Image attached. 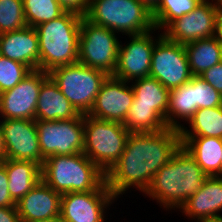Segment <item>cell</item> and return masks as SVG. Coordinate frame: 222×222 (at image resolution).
Returning <instances> with one entry per match:
<instances>
[{
	"instance_id": "8d00e7d4",
	"label": "cell",
	"mask_w": 222,
	"mask_h": 222,
	"mask_svg": "<svg viewBox=\"0 0 222 222\" xmlns=\"http://www.w3.org/2000/svg\"><path fill=\"white\" fill-rule=\"evenodd\" d=\"M215 37L222 44V10L218 9L217 18H216V33Z\"/></svg>"
},
{
	"instance_id": "5bb4252c",
	"label": "cell",
	"mask_w": 222,
	"mask_h": 222,
	"mask_svg": "<svg viewBox=\"0 0 222 222\" xmlns=\"http://www.w3.org/2000/svg\"><path fill=\"white\" fill-rule=\"evenodd\" d=\"M154 31L131 35L130 42L119 44L115 78L126 82L150 76L151 58L158 39L151 34Z\"/></svg>"
},
{
	"instance_id": "cb8c5ba5",
	"label": "cell",
	"mask_w": 222,
	"mask_h": 222,
	"mask_svg": "<svg viewBox=\"0 0 222 222\" xmlns=\"http://www.w3.org/2000/svg\"><path fill=\"white\" fill-rule=\"evenodd\" d=\"M131 87L134 93L132 105L152 106L166 121V113L169 108V90L157 79L148 76L132 81Z\"/></svg>"
},
{
	"instance_id": "ac0fdd59",
	"label": "cell",
	"mask_w": 222,
	"mask_h": 222,
	"mask_svg": "<svg viewBox=\"0 0 222 222\" xmlns=\"http://www.w3.org/2000/svg\"><path fill=\"white\" fill-rule=\"evenodd\" d=\"M61 194L42 179L17 203L21 222H34L60 216Z\"/></svg>"
},
{
	"instance_id": "e575fe53",
	"label": "cell",
	"mask_w": 222,
	"mask_h": 222,
	"mask_svg": "<svg viewBox=\"0 0 222 222\" xmlns=\"http://www.w3.org/2000/svg\"><path fill=\"white\" fill-rule=\"evenodd\" d=\"M66 12H73L82 17L88 12L89 0H57Z\"/></svg>"
},
{
	"instance_id": "7402d4cb",
	"label": "cell",
	"mask_w": 222,
	"mask_h": 222,
	"mask_svg": "<svg viewBox=\"0 0 222 222\" xmlns=\"http://www.w3.org/2000/svg\"><path fill=\"white\" fill-rule=\"evenodd\" d=\"M2 164L8 175L9 193L16 203L41 180V167L35 162L6 159Z\"/></svg>"
},
{
	"instance_id": "9c48e42d",
	"label": "cell",
	"mask_w": 222,
	"mask_h": 222,
	"mask_svg": "<svg viewBox=\"0 0 222 222\" xmlns=\"http://www.w3.org/2000/svg\"><path fill=\"white\" fill-rule=\"evenodd\" d=\"M42 159L83 152L84 114L69 120H35Z\"/></svg>"
},
{
	"instance_id": "e0dca14e",
	"label": "cell",
	"mask_w": 222,
	"mask_h": 222,
	"mask_svg": "<svg viewBox=\"0 0 222 222\" xmlns=\"http://www.w3.org/2000/svg\"><path fill=\"white\" fill-rule=\"evenodd\" d=\"M185 216L197 222H217L222 219V176H208L202 187L179 208Z\"/></svg>"
},
{
	"instance_id": "277c9868",
	"label": "cell",
	"mask_w": 222,
	"mask_h": 222,
	"mask_svg": "<svg viewBox=\"0 0 222 222\" xmlns=\"http://www.w3.org/2000/svg\"><path fill=\"white\" fill-rule=\"evenodd\" d=\"M41 179L57 193L98 190L105 173L83 152L49 156L41 166Z\"/></svg>"
},
{
	"instance_id": "f546056e",
	"label": "cell",
	"mask_w": 222,
	"mask_h": 222,
	"mask_svg": "<svg viewBox=\"0 0 222 222\" xmlns=\"http://www.w3.org/2000/svg\"><path fill=\"white\" fill-rule=\"evenodd\" d=\"M26 26L23 0H0V34Z\"/></svg>"
},
{
	"instance_id": "5b68a950",
	"label": "cell",
	"mask_w": 222,
	"mask_h": 222,
	"mask_svg": "<svg viewBox=\"0 0 222 222\" xmlns=\"http://www.w3.org/2000/svg\"><path fill=\"white\" fill-rule=\"evenodd\" d=\"M85 18L128 36L156 31L152 11L138 0H89Z\"/></svg>"
},
{
	"instance_id": "ba28073f",
	"label": "cell",
	"mask_w": 222,
	"mask_h": 222,
	"mask_svg": "<svg viewBox=\"0 0 222 222\" xmlns=\"http://www.w3.org/2000/svg\"><path fill=\"white\" fill-rule=\"evenodd\" d=\"M111 29L91 23L82 17L80 23L78 62L113 75L118 59L119 40Z\"/></svg>"
},
{
	"instance_id": "9a60e30c",
	"label": "cell",
	"mask_w": 222,
	"mask_h": 222,
	"mask_svg": "<svg viewBox=\"0 0 222 222\" xmlns=\"http://www.w3.org/2000/svg\"><path fill=\"white\" fill-rule=\"evenodd\" d=\"M6 159L25 160L43 165L35 120L5 119L1 121Z\"/></svg>"
},
{
	"instance_id": "30bf717a",
	"label": "cell",
	"mask_w": 222,
	"mask_h": 222,
	"mask_svg": "<svg viewBox=\"0 0 222 222\" xmlns=\"http://www.w3.org/2000/svg\"><path fill=\"white\" fill-rule=\"evenodd\" d=\"M151 58L150 76L169 91L190 81L193 77L184 45L159 34Z\"/></svg>"
},
{
	"instance_id": "8992f818",
	"label": "cell",
	"mask_w": 222,
	"mask_h": 222,
	"mask_svg": "<svg viewBox=\"0 0 222 222\" xmlns=\"http://www.w3.org/2000/svg\"><path fill=\"white\" fill-rule=\"evenodd\" d=\"M129 134L122 123L84 114L83 153L106 174L122 155Z\"/></svg>"
},
{
	"instance_id": "7a4b0ae2",
	"label": "cell",
	"mask_w": 222,
	"mask_h": 222,
	"mask_svg": "<svg viewBox=\"0 0 222 222\" xmlns=\"http://www.w3.org/2000/svg\"><path fill=\"white\" fill-rule=\"evenodd\" d=\"M208 176L195 159L182 147L153 176L144 194L170 210L180 208L195 194Z\"/></svg>"
},
{
	"instance_id": "f35d334b",
	"label": "cell",
	"mask_w": 222,
	"mask_h": 222,
	"mask_svg": "<svg viewBox=\"0 0 222 222\" xmlns=\"http://www.w3.org/2000/svg\"><path fill=\"white\" fill-rule=\"evenodd\" d=\"M140 3L144 4L149 10L153 11L161 0H138Z\"/></svg>"
},
{
	"instance_id": "44dd1931",
	"label": "cell",
	"mask_w": 222,
	"mask_h": 222,
	"mask_svg": "<svg viewBox=\"0 0 222 222\" xmlns=\"http://www.w3.org/2000/svg\"><path fill=\"white\" fill-rule=\"evenodd\" d=\"M182 147L195 159L207 176H222V139L180 137Z\"/></svg>"
},
{
	"instance_id": "7c38bea8",
	"label": "cell",
	"mask_w": 222,
	"mask_h": 222,
	"mask_svg": "<svg viewBox=\"0 0 222 222\" xmlns=\"http://www.w3.org/2000/svg\"><path fill=\"white\" fill-rule=\"evenodd\" d=\"M113 201L106 182L98 190L68 192L61 195L60 216L63 222H104L105 208Z\"/></svg>"
},
{
	"instance_id": "d590c367",
	"label": "cell",
	"mask_w": 222,
	"mask_h": 222,
	"mask_svg": "<svg viewBox=\"0 0 222 222\" xmlns=\"http://www.w3.org/2000/svg\"><path fill=\"white\" fill-rule=\"evenodd\" d=\"M0 222H21L16 207H0Z\"/></svg>"
},
{
	"instance_id": "f1b7e54d",
	"label": "cell",
	"mask_w": 222,
	"mask_h": 222,
	"mask_svg": "<svg viewBox=\"0 0 222 222\" xmlns=\"http://www.w3.org/2000/svg\"><path fill=\"white\" fill-rule=\"evenodd\" d=\"M23 7L27 26L34 28L66 12L57 0H23Z\"/></svg>"
},
{
	"instance_id": "1f68e13d",
	"label": "cell",
	"mask_w": 222,
	"mask_h": 222,
	"mask_svg": "<svg viewBox=\"0 0 222 222\" xmlns=\"http://www.w3.org/2000/svg\"><path fill=\"white\" fill-rule=\"evenodd\" d=\"M195 88V111L200 108H212L222 105V94L199 76L189 81Z\"/></svg>"
},
{
	"instance_id": "d6a6232c",
	"label": "cell",
	"mask_w": 222,
	"mask_h": 222,
	"mask_svg": "<svg viewBox=\"0 0 222 222\" xmlns=\"http://www.w3.org/2000/svg\"><path fill=\"white\" fill-rule=\"evenodd\" d=\"M199 77L222 94V61L205 70Z\"/></svg>"
},
{
	"instance_id": "4dcf8cb0",
	"label": "cell",
	"mask_w": 222,
	"mask_h": 222,
	"mask_svg": "<svg viewBox=\"0 0 222 222\" xmlns=\"http://www.w3.org/2000/svg\"><path fill=\"white\" fill-rule=\"evenodd\" d=\"M32 70L25 64L0 56V94L14 88Z\"/></svg>"
},
{
	"instance_id": "74e56055",
	"label": "cell",
	"mask_w": 222,
	"mask_h": 222,
	"mask_svg": "<svg viewBox=\"0 0 222 222\" xmlns=\"http://www.w3.org/2000/svg\"><path fill=\"white\" fill-rule=\"evenodd\" d=\"M4 160H6V148H5L4 135L0 121V163H2Z\"/></svg>"
},
{
	"instance_id": "d6986e66",
	"label": "cell",
	"mask_w": 222,
	"mask_h": 222,
	"mask_svg": "<svg viewBox=\"0 0 222 222\" xmlns=\"http://www.w3.org/2000/svg\"><path fill=\"white\" fill-rule=\"evenodd\" d=\"M1 55L21 62L31 70H40L39 39L34 27L0 34Z\"/></svg>"
},
{
	"instance_id": "484cf974",
	"label": "cell",
	"mask_w": 222,
	"mask_h": 222,
	"mask_svg": "<svg viewBox=\"0 0 222 222\" xmlns=\"http://www.w3.org/2000/svg\"><path fill=\"white\" fill-rule=\"evenodd\" d=\"M191 131L184 126L179 130L180 137H218L222 139V105L200 108L188 121Z\"/></svg>"
},
{
	"instance_id": "83f0119b",
	"label": "cell",
	"mask_w": 222,
	"mask_h": 222,
	"mask_svg": "<svg viewBox=\"0 0 222 222\" xmlns=\"http://www.w3.org/2000/svg\"><path fill=\"white\" fill-rule=\"evenodd\" d=\"M202 0H161L152 11L155 29H165L172 21L193 11Z\"/></svg>"
},
{
	"instance_id": "ffe728a7",
	"label": "cell",
	"mask_w": 222,
	"mask_h": 222,
	"mask_svg": "<svg viewBox=\"0 0 222 222\" xmlns=\"http://www.w3.org/2000/svg\"><path fill=\"white\" fill-rule=\"evenodd\" d=\"M80 115L49 75L41 85L35 120H69Z\"/></svg>"
},
{
	"instance_id": "4fadbf2b",
	"label": "cell",
	"mask_w": 222,
	"mask_h": 222,
	"mask_svg": "<svg viewBox=\"0 0 222 222\" xmlns=\"http://www.w3.org/2000/svg\"><path fill=\"white\" fill-rule=\"evenodd\" d=\"M49 73L32 70L14 88L0 94V115L5 119L35 120L39 92Z\"/></svg>"
},
{
	"instance_id": "60d3db41",
	"label": "cell",
	"mask_w": 222,
	"mask_h": 222,
	"mask_svg": "<svg viewBox=\"0 0 222 222\" xmlns=\"http://www.w3.org/2000/svg\"><path fill=\"white\" fill-rule=\"evenodd\" d=\"M214 4L219 10H222V0H215Z\"/></svg>"
},
{
	"instance_id": "603a6c76",
	"label": "cell",
	"mask_w": 222,
	"mask_h": 222,
	"mask_svg": "<svg viewBox=\"0 0 222 222\" xmlns=\"http://www.w3.org/2000/svg\"><path fill=\"white\" fill-rule=\"evenodd\" d=\"M190 71L200 76L205 70L222 61V44L214 36L184 45Z\"/></svg>"
},
{
	"instance_id": "8fae6325",
	"label": "cell",
	"mask_w": 222,
	"mask_h": 222,
	"mask_svg": "<svg viewBox=\"0 0 222 222\" xmlns=\"http://www.w3.org/2000/svg\"><path fill=\"white\" fill-rule=\"evenodd\" d=\"M213 2L202 0L193 11L172 21L162 34L182 45L214 37L218 8Z\"/></svg>"
},
{
	"instance_id": "52a82bcc",
	"label": "cell",
	"mask_w": 222,
	"mask_h": 222,
	"mask_svg": "<svg viewBox=\"0 0 222 222\" xmlns=\"http://www.w3.org/2000/svg\"><path fill=\"white\" fill-rule=\"evenodd\" d=\"M60 91L80 114H88L106 78V72L79 62L49 72Z\"/></svg>"
},
{
	"instance_id": "ab89813d",
	"label": "cell",
	"mask_w": 222,
	"mask_h": 222,
	"mask_svg": "<svg viewBox=\"0 0 222 222\" xmlns=\"http://www.w3.org/2000/svg\"><path fill=\"white\" fill-rule=\"evenodd\" d=\"M34 222H63V221L61 219V216H58V217H53V218H50V219L37 220V221H34Z\"/></svg>"
},
{
	"instance_id": "4316f807",
	"label": "cell",
	"mask_w": 222,
	"mask_h": 222,
	"mask_svg": "<svg viewBox=\"0 0 222 222\" xmlns=\"http://www.w3.org/2000/svg\"><path fill=\"white\" fill-rule=\"evenodd\" d=\"M123 125L130 133L158 132L168 128L165 119L152 106L145 105H132Z\"/></svg>"
},
{
	"instance_id": "836d02e7",
	"label": "cell",
	"mask_w": 222,
	"mask_h": 222,
	"mask_svg": "<svg viewBox=\"0 0 222 222\" xmlns=\"http://www.w3.org/2000/svg\"><path fill=\"white\" fill-rule=\"evenodd\" d=\"M8 175L5 166L0 163V207H16L8 187Z\"/></svg>"
},
{
	"instance_id": "6da1fadb",
	"label": "cell",
	"mask_w": 222,
	"mask_h": 222,
	"mask_svg": "<svg viewBox=\"0 0 222 222\" xmlns=\"http://www.w3.org/2000/svg\"><path fill=\"white\" fill-rule=\"evenodd\" d=\"M180 146V131L177 129L130 133L122 155L105 174L108 189L115 198L131 186L144 193L153 176L170 161Z\"/></svg>"
},
{
	"instance_id": "3957f363",
	"label": "cell",
	"mask_w": 222,
	"mask_h": 222,
	"mask_svg": "<svg viewBox=\"0 0 222 222\" xmlns=\"http://www.w3.org/2000/svg\"><path fill=\"white\" fill-rule=\"evenodd\" d=\"M82 16L65 12L60 17L35 27L39 39L40 70L51 72L78 62Z\"/></svg>"
},
{
	"instance_id": "2e32d148",
	"label": "cell",
	"mask_w": 222,
	"mask_h": 222,
	"mask_svg": "<svg viewBox=\"0 0 222 222\" xmlns=\"http://www.w3.org/2000/svg\"><path fill=\"white\" fill-rule=\"evenodd\" d=\"M129 82L109 75L103 82L94 105L87 114L99 120L124 123L125 117L134 100Z\"/></svg>"
},
{
	"instance_id": "d4e9b609",
	"label": "cell",
	"mask_w": 222,
	"mask_h": 222,
	"mask_svg": "<svg viewBox=\"0 0 222 222\" xmlns=\"http://www.w3.org/2000/svg\"><path fill=\"white\" fill-rule=\"evenodd\" d=\"M194 112L195 88L190 82L170 90L169 108L166 113V125L168 128L180 130L183 125L177 120L181 118L188 122L194 115Z\"/></svg>"
}]
</instances>
